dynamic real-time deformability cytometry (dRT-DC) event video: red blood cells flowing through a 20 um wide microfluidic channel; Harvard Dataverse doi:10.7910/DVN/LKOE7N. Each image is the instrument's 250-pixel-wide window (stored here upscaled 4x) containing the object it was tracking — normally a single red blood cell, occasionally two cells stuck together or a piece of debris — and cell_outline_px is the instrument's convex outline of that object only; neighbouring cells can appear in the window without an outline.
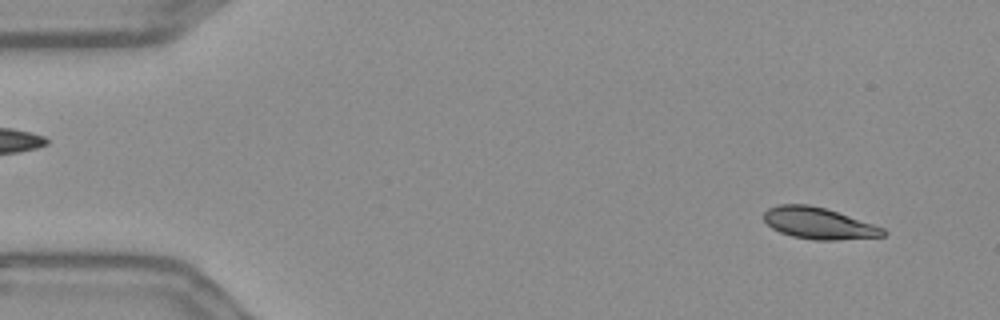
{"species": "Egyptian fruit bat (a non-hibernating species)", "species_latin": "Rousettus aegyptiacus", "temperature_condition": "warm", "stored_images_in_passage": 54, "camera_frame_rate_fps": 3000, "um_per_image_px": 0.085, "frame": {"image": 1, "passage_image": 3, "time_ms": 0.667, "image_size_px": [1000, 320], "cell_outline_px": [[888, 232], [884, 236], [836, 240], [812, 240], [792, 236], [780, 232], [772, 228], [764, 220], [764, 212], [768, 208], [776, 204], [808, 204], [824, 208], [884, 228]], "centroid_in_image_um": [69.56, 18.98], "position_along_channel_um": 15.4, "area_um2": 21.73}}
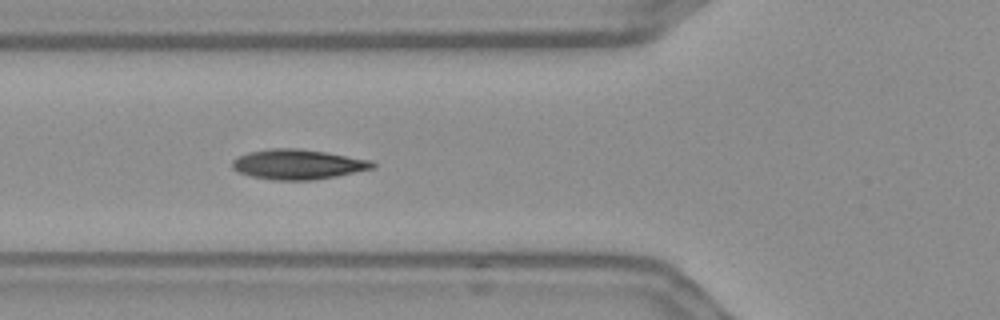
{"frame": {"image": 2, "passage_image": 19, "time_ms": 6.0, "image_size_px": [1000, 320], "cell_outline_px": [[376, 168], [336, 176], [312, 180], [272, 180], [252, 176], [240, 172], [232, 168], [232, 160], [248, 152], [268, 148], [300, 148], [328, 152], [372, 160], [376, 164]], "centroid_in_image_um": [25.36, 13.96], "position_along_channel_um": 100.4, "area_um2": 24.68}}
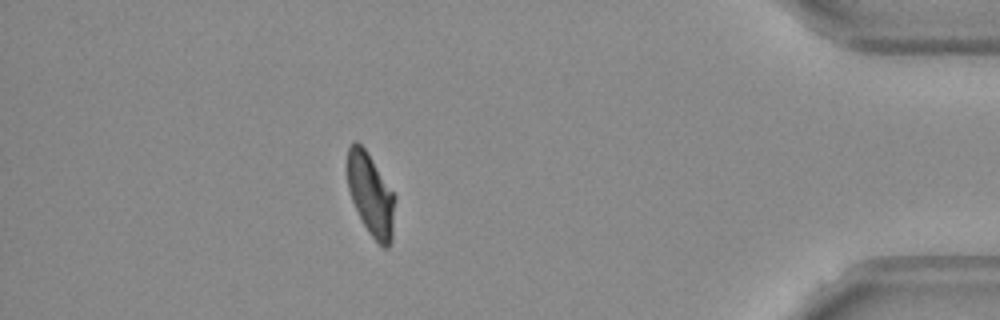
{"frame": {"image": 3, "passage_image": 48, "time_ms": 15.667, "image_size_px": [1000, 320], "cell_outline_px": [[396, 196], [392, 240], [388, 248], [384, 248], [368, 232], [352, 200], [348, 188], [348, 148], [356, 140], [364, 148]], "centroid_in_image_um": [31.54, 16.58], "position_along_channel_um": 403.7, "area_um2": 22.43}, "authors_computed_cell_mechanics": {"area_um2": 23.409, "velocity_mm_per_s": 3.6154, "shape_relaxation_time_tau1_ms": 5.1663, "shape_relaxation_time_tau2_ms": 1.6793, "deformation_change_tau1": 0.1467, "deformation_change_tau2": 0.0681}}